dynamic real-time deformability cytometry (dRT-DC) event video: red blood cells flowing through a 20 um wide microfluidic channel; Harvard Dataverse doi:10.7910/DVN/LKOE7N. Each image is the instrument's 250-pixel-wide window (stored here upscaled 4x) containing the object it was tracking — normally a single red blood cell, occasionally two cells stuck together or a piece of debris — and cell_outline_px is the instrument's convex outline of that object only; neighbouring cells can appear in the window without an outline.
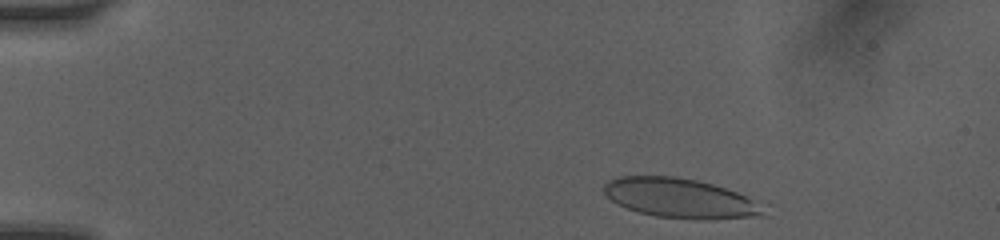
{"species": "human", "species_latin": "Homo sapiens", "temperature_condition": "room temperature", "stored_images_in_passage": 38, "camera_frame_rate_fps": 3000, "um_per_image_px": 0.085, "donor": {"sex": "female"}, "frame": {"image": 1, "passage_image": 3, "time_ms": 0.667, "image_size_px": [1000, 240], "cell_outline_px": [[768, 216], [708, 220], [656, 216], [640, 212], [616, 204], [600, 188], [608, 180], [616, 176], [676, 176], [696, 180], [712, 184], [736, 192], [752, 200]], "centroid_in_image_um": [57.75, 16.84], "position_along_channel_um": 27.3, "area_um2": 36.59}}
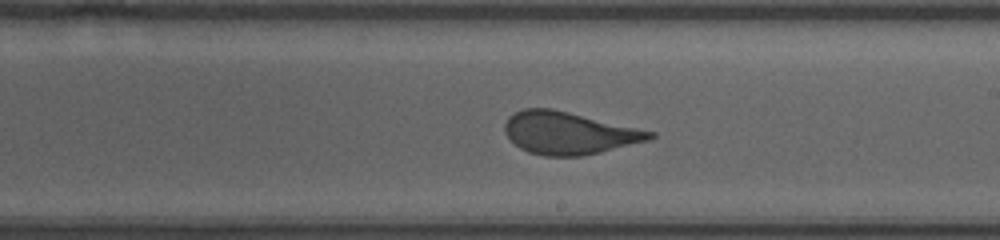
{"frame": {"image": 2, "passage_image": 20, "time_ms": 8.0, "image_size_px": [1000, 240], "cell_outline_px": [[656, 136], [648, 140], [600, 152], [580, 156], [544, 156], [528, 152], [520, 148], [504, 132], [504, 124], [508, 116], [524, 108], [552, 108], [656, 132]], "centroid_in_image_um": [48.33, 11.3], "position_along_channel_um": 240.7, "area_um2": 35.66}}
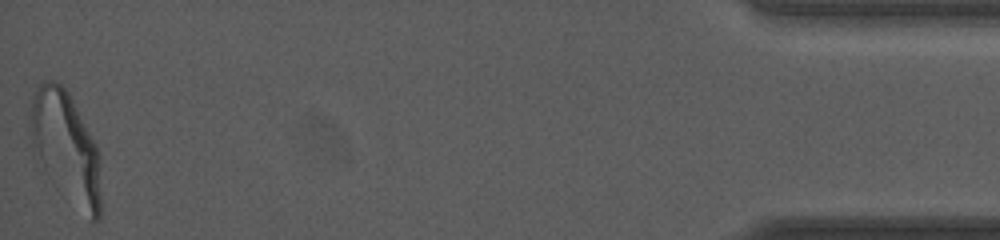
{"frame": {"image": 3, "passage_image": 38, "time_ms": 14.667, "image_size_px": [1000, 240], "cell_outline_px": [[100, 220], [96, 224], [92, 224], [48, 176], [36, 160], [32, 144], [28, 120], [32, 100], [36, 88], [44, 80], [56, 80], [68, 92], [96, 144], [100, 156]], "centroid_in_image_um": [5.6, 12.55], "position_along_channel_um": 429.6, "area_um2": 45.89}, "authors_computed_cell_mechanics": {"area_um2": 36.5007, "velocity_mm_per_s": 4.0974, "shape_relaxation_time_tau1_ms": 7.8268, "shape_relaxation_time_tau2_ms": null, "deformation_change_tau1": 0.2116, "deformation_change_tau2": null}}